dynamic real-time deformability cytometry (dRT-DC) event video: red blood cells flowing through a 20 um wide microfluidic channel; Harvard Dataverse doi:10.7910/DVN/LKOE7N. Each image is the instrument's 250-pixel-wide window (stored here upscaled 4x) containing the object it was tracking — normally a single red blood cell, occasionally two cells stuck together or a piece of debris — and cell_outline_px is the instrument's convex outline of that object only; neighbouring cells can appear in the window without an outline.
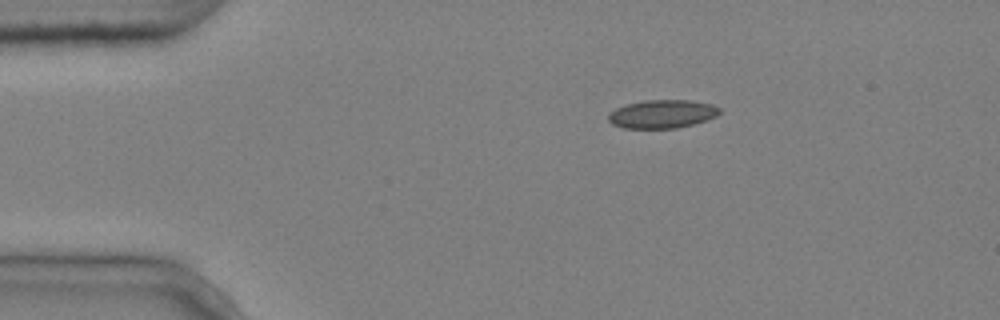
{"species": "common noctule bat (a hibernating species)", "species_latin": "Nyctalus noctula", "temperature_condition": "cold", "stored_images_in_passage": 3, "camera_frame_rate_fps": 3000, "um_per_image_px": 0.085, "animal": {"sex": "male", "body_mass_g": 20.4}, "frame": {"image": 1, "passage_image": 1, "time_ms": 0.0, "image_size_px": [1000, 320], "cell_outline_px": [[720, 112], [716, 116], [708, 120], [676, 128], [624, 128], [612, 124], [608, 120], [608, 112], [616, 108], [628, 104], [644, 100], [692, 100], [712, 104], [720, 108]], "centroid_in_image_um": [56.29, 9.68], "position_along_channel_um": 28.7, "area_um2": 18.44}}
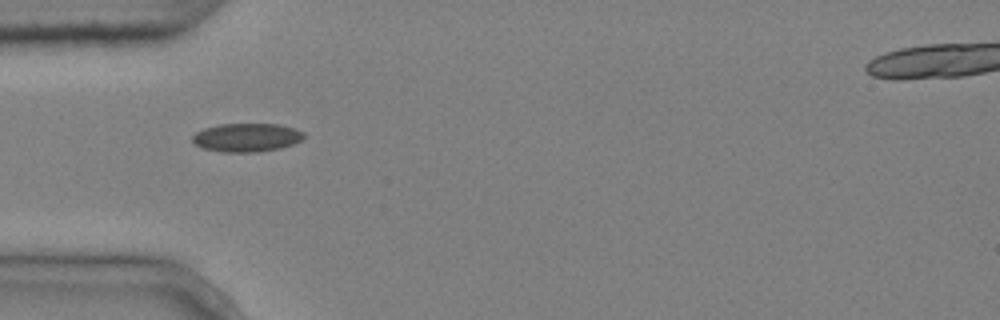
{"frame": {"image": 2, "passage_image": 2, "time_ms": 0.333, "image_size_px": [1000, 320], "cell_outline_px": [[304, 136], [300, 140], [292, 144], [280, 148], [256, 152], [220, 152], [204, 148], [196, 144], [192, 140], [192, 136], [196, 132], [204, 128], [220, 124], [280, 124], [296, 128], [304, 132]], "centroid_in_image_um": [20.97, 11.68], "position_along_channel_um": 64.0, "area_um2": 18.5}}